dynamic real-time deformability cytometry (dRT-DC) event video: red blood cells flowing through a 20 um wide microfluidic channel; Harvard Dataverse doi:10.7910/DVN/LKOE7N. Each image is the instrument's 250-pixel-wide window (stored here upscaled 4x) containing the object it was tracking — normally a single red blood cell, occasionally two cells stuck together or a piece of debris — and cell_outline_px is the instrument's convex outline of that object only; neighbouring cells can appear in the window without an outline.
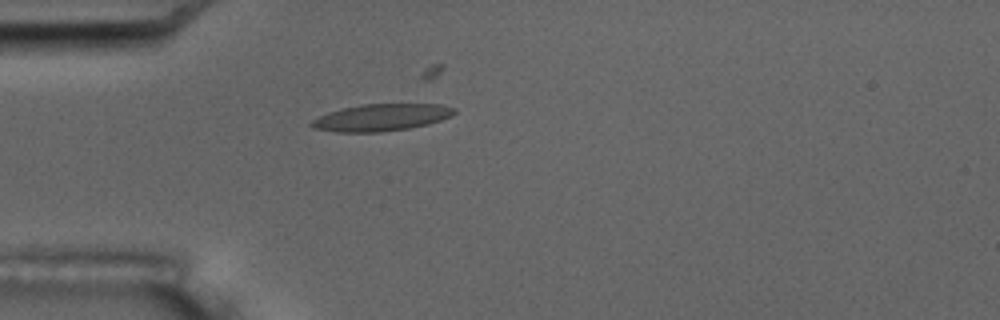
{"species": "common noctule bat (a hibernating species)", "species_latin": "Nyctalus noctula", "temperature_condition": "room temperature", "stored_images_in_passage": 3, "camera_frame_rate_fps": 3000, "um_per_image_px": 0.085, "animal": {"sex": "male", "body_mass_g": 17.5, "forearm_length_mm": 52.3}, "frame": {"image": 1, "passage_image": 2, "time_ms": 1.333, "image_size_px": [1000, 320], "cell_outline_px": [[456, 112], [452, 116], [428, 124], [408, 128], [380, 132], [336, 132], [312, 128], [308, 124], [312, 120], [328, 112], [344, 108], [364, 104], [440, 104], [456, 108]], "centroid_in_image_um": [32.41, 9.98], "position_along_channel_um": 52.6, "area_um2": 22.43}}